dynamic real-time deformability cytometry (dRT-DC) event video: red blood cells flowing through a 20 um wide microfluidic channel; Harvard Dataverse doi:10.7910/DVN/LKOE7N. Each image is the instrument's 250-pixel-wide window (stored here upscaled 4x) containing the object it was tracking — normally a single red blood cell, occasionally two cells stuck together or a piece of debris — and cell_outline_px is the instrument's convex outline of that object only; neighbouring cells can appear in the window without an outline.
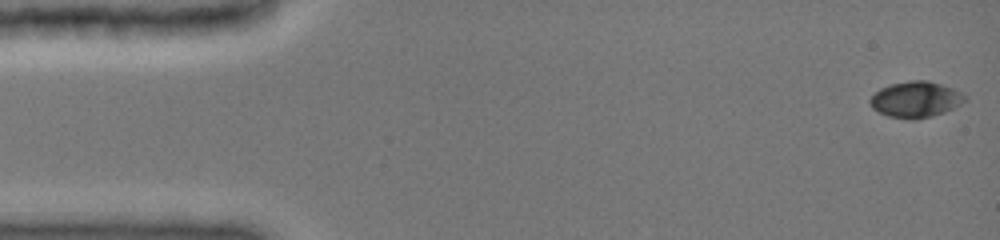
{"species": "common noctule bat (a hibernating species)", "species_latin": "Nyctalus noctula", "temperature_condition": "cold", "stored_images_in_passage": 55, "camera_frame_rate_fps": 3000, "um_per_image_px": 0.085, "animal": {"sex": "female", "body_mass_g": 19.0, "forearm_length_mm": 51.5}, "frame": {"image": 1, "passage_image": 1, "time_ms": 0.0, "image_size_px": [1000, 240], "cell_outline_px": [[968, 100], [944, 112], [932, 116], [912, 120], [888, 116], [872, 108], [868, 100], [880, 88], [892, 84], [912, 80], [928, 80], [952, 88], [968, 96]], "centroid_in_image_um": [77.84, 8.45], "position_along_channel_um": 7.2, "area_um2": 19.83}}
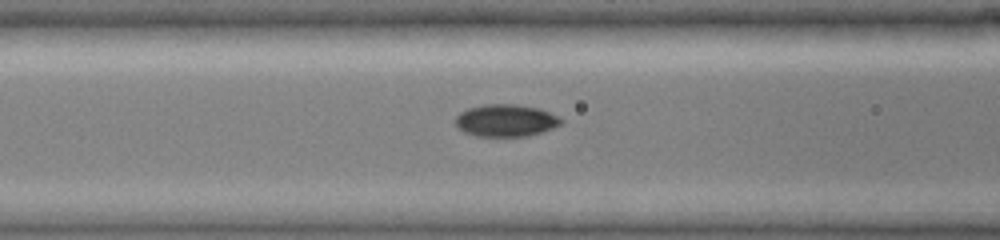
{"frame": {"image": 2, "passage_image": 26, "time_ms": 6.0, "image_size_px": [1000, 240], "cell_outline_px": [[564, 120], [560, 124], [552, 128], [528, 136], [476, 136], [464, 132], [456, 124], [456, 116], [460, 112], [468, 108], [484, 104], [516, 104], [540, 108]], "centroid_in_image_um": [42.98, 10.23], "position_along_channel_um": 123.6, "area_um2": 19.71}}
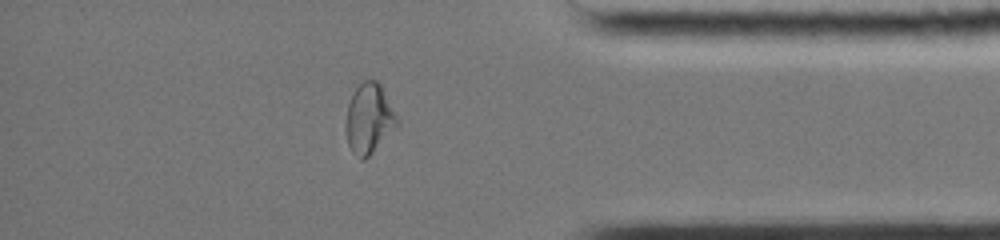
{"frame": {"image": 3, "passage_image": 47, "time_ms": 13.333, "image_size_px": [1000, 240], "cell_outline_px": [[400, 124], [364, 160], [360, 160], [352, 152], [348, 144], [344, 128], [344, 124], [348, 104], [356, 88], [364, 80], [376, 80], [380, 84], [400, 120]], "centroid_in_image_um": [31.36, 10.1], "position_along_channel_um": 403.8, "area_um2": 21.04}}